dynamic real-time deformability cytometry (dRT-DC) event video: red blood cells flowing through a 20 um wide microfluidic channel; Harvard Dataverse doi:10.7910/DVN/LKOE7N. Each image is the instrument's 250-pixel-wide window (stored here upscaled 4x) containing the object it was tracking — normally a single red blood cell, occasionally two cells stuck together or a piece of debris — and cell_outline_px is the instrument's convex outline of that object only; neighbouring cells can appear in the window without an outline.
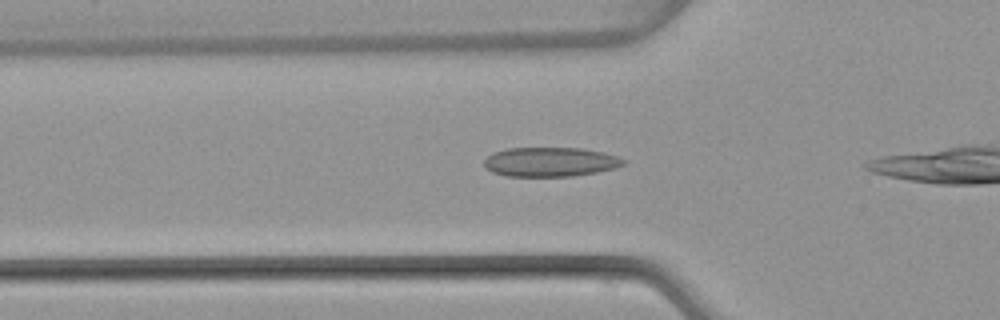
{"species": "common noctule bat (a hibernating species)", "species_latin": "Nyctalus noctula", "temperature_condition": "warm", "stored_images_in_passage": 30, "camera_frame_rate_fps": 3000, "um_per_image_px": 0.085, "animal": {"sex": "female", "body_mass_g": 22.7, "forearm_length_mm": 54.2}, "frame": {"image": 1, "passage_image": 6, "time_ms": 1.667, "image_size_px": [1000, 320], "cell_outline_px": [[628, 160], [624, 164], [616, 168], [596, 172], [572, 176], [504, 176], [492, 172], [484, 168], [484, 160], [492, 152], [508, 148], [580, 148], [604, 152]], "centroid_in_image_um": [46.76, 13.76], "position_along_channel_um": 79.0, "area_um2": 23.99}}
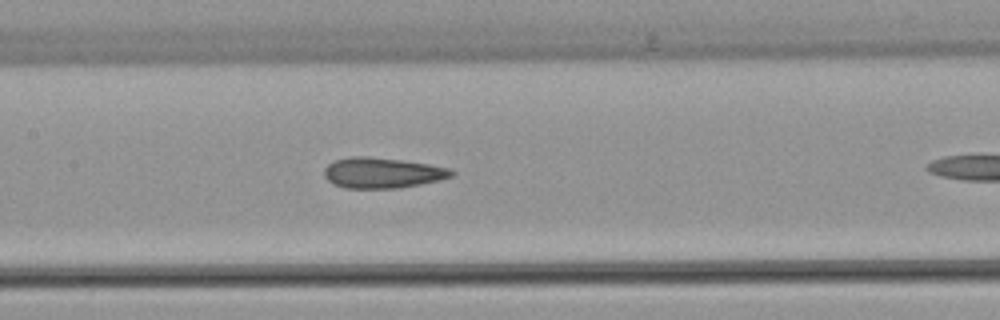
{"frame": {"image": 2, "passage_image": 13, "time_ms": 4.0, "image_size_px": [1000, 320], "cell_outline_px": [[456, 172], [452, 176], [440, 180], [420, 184], [396, 188], [344, 188], [332, 184], [324, 176], [324, 168], [328, 164], [336, 160], [352, 156], [368, 156], [400, 160], [428, 164], [452, 168]], "centroid_in_image_um": [32.5, 14.69], "position_along_channel_um": 174.9, "area_um2": 22.72}}
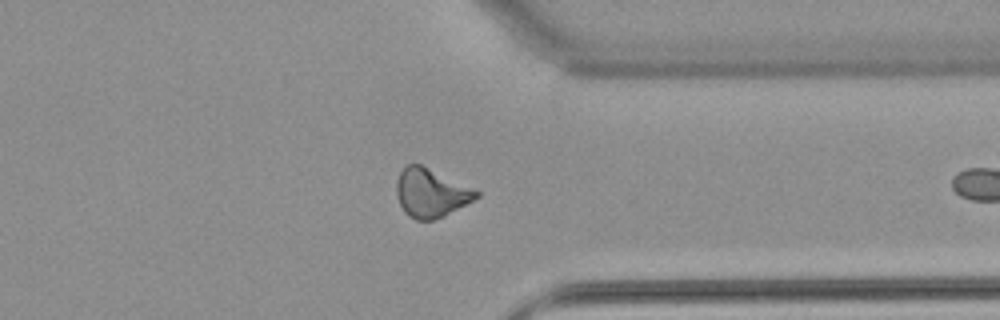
{"frame": {"image": 3, "passage_image": 28, "time_ms": 9.0, "image_size_px": [1000, 320], "cell_outline_px": [[480, 196], [444, 216], [432, 220], [416, 220], [408, 216], [404, 212], [400, 204], [396, 192], [396, 180], [400, 172], [408, 164], [420, 164], [480, 192]], "centroid_in_image_um": [36.59, 16.41], "position_along_channel_um": 374.8, "area_um2": 22.25}}